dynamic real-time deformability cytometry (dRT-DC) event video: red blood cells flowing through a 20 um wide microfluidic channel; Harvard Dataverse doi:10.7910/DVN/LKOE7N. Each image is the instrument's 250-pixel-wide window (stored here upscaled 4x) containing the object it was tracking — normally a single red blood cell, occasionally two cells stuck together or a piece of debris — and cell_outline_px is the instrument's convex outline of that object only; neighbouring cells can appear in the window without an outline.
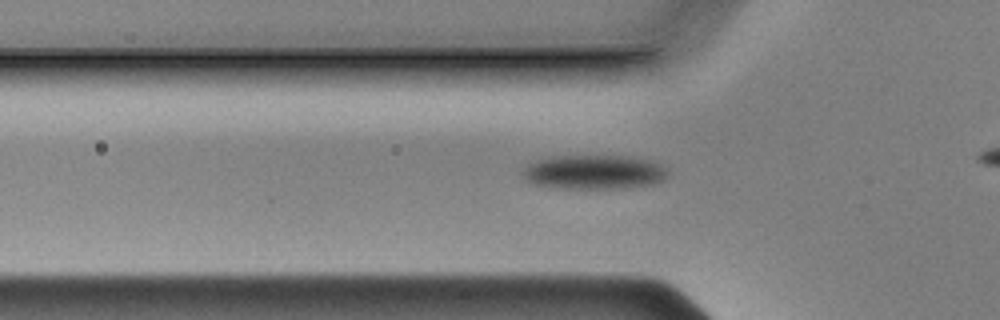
{"species": "Egyptian fruit bat (a non-hibernating species)", "species_latin": "Rousettus aegyptiacus", "temperature_condition": "cold", "stored_images_in_passage": 37, "camera_frame_rate_fps": 3000, "um_per_image_px": 0.085, "animal": {"sex": "male"}, "frame": {"image": 1, "passage_image": 7, "time_ms": 2.0, "image_size_px": [1000, 320], "cell_outline_px": [[668, 172], [664, 180], [652, 184], [620, 188], [560, 188], [536, 184], [524, 180], [520, 172], [528, 164], [536, 160], [552, 156], [628, 156], [652, 160], [660, 164]], "centroid_in_image_um": [50.46, 14.62], "position_along_channel_um": 75.3, "area_um2": 29.02}}
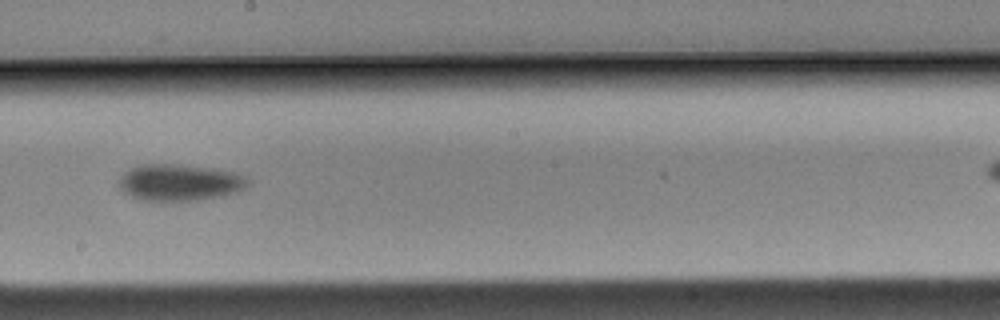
{"frame": {"image": 2, "passage_image": 20, "time_ms": 6.333, "image_size_px": [1000, 320], "cell_outline_px": [[248, 184], [244, 188], [236, 192], [224, 196], [196, 200], [140, 200], [124, 192], [116, 184], [120, 176], [124, 172], [132, 168], [144, 164], [172, 164], [208, 168], [232, 172], [244, 176], [248, 180]], "centroid_in_image_um": [15.22, 15.52], "position_along_channel_um": 233.0, "area_um2": 27.17}}
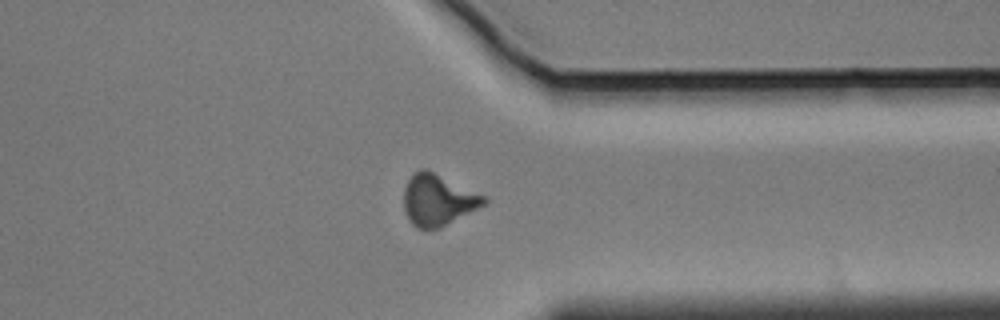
{"frame": {"image": 3, "passage_image": 32, "time_ms": 10.333, "image_size_px": [1000, 320], "cell_outline_px": [[488, 204], [440, 228], [416, 228], [408, 220], [404, 208], [404, 188], [408, 180], [420, 168], [424, 168], [488, 196]], "centroid_in_image_um": [37.27, 17.01], "position_along_channel_um": 374.1, "area_um2": 24.16}}